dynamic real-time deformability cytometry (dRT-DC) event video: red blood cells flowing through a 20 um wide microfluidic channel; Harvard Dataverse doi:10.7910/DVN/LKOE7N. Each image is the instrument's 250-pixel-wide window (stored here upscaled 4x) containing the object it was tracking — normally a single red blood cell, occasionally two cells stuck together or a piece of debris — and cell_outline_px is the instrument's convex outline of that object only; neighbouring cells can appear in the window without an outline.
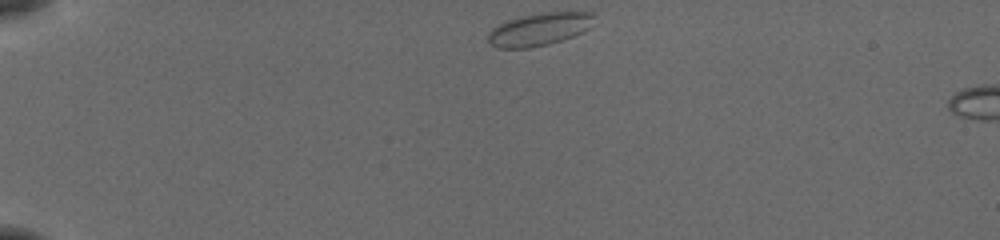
{"species": "common noctule bat (a hibernating species)", "species_latin": "Nyctalus noctula", "temperature_condition": "cold", "stored_images_in_passage": 5, "camera_frame_rate_fps": 3000, "um_per_image_px": 0.085, "animal": {"sex": "female", "body_mass_g": 19.5, "forearm_length_mm": 54.1}, "frame": {"image": 1, "passage_image": 1, "time_ms": 0.0, "image_size_px": [1000, 240], "cell_outline_px": [[596, 16], [588, 28], [572, 36], [548, 44], [532, 48], [496, 48], [488, 44], [488, 32], [492, 28], [508, 20], [520, 16], [540, 12], [592, 12]], "centroid_in_image_um": [45.79, 2.48], "position_along_channel_um": 39.2, "area_um2": 20.23}}